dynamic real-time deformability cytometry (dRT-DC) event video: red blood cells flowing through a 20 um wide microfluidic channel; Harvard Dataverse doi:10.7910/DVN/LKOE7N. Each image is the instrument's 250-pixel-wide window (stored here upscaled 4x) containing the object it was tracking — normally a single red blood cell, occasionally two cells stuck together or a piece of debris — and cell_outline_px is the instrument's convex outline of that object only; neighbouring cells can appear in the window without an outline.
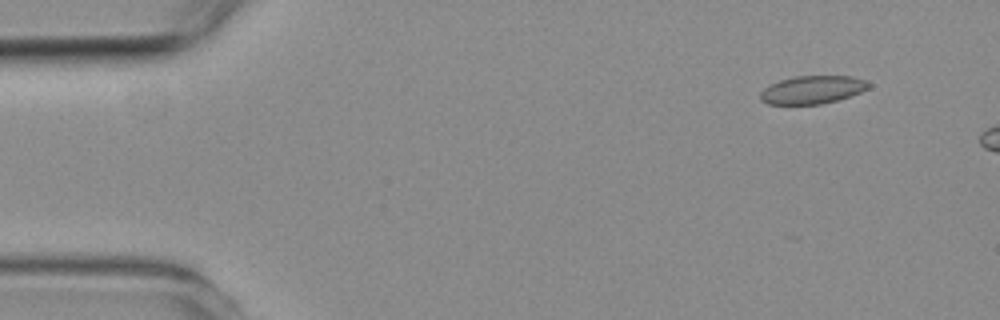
{"species": "common noctule bat (a hibernating species)", "species_latin": "Nyctalus noctula", "temperature_condition": "room temperature", "stored_images_in_passage": 6, "camera_frame_rate_fps": 3000, "um_per_image_px": 0.085, "animal": {"sex": "female", "body_mass_g": 19.3, "forearm_length_mm": 54.1}, "frame": {"image": 1, "passage_image": 2, "time_ms": 1.333, "image_size_px": [1000, 320], "cell_outline_px": [[872, 84], [868, 88], [860, 92], [836, 100], [820, 104], [768, 104], [760, 100], [760, 92], [768, 84], [780, 80], [796, 76], [852, 76], [864, 80]], "centroid_in_image_um": [69.01, 7.62], "position_along_channel_um": 16.0, "area_um2": 17.63}}